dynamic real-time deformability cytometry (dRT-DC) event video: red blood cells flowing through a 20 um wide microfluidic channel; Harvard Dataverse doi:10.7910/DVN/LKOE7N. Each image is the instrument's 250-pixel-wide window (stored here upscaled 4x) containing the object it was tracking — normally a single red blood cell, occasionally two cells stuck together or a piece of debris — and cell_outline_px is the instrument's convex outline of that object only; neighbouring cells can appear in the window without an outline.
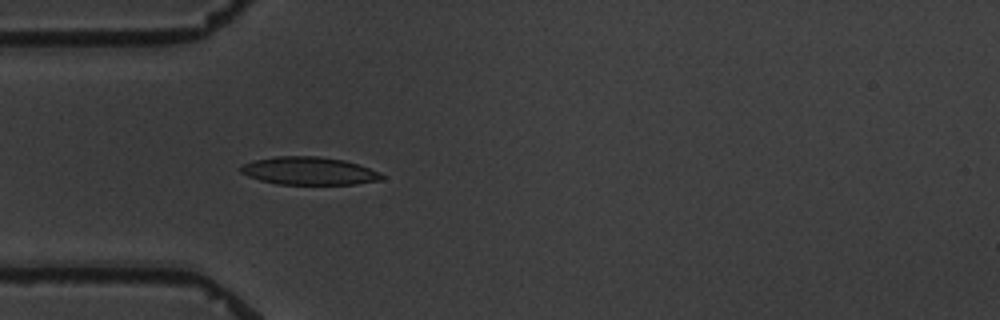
{"species": "common noctule bat (a hibernating species)", "species_latin": "Nyctalus noctula", "temperature_condition": "warm", "stored_images_in_passage": 4, "camera_frame_rate_fps": 3000, "um_per_image_px": 0.085, "animal": {"sex": "male", "body_mass_g": 19.5, "forearm_length_mm": 54.6}, "frame": {"image": 1, "passage_image": 4, "time_ms": 4.333, "image_size_px": [1000, 320], "cell_outline_px": [[384, 180], [356, 184], [276, 184], [260, 180], [248, 176], [240, 172], [240, 168], [244, 164], [252, 160], [276, 156], [316, 156], [344, 160], [380, 172], [384, 176]], "centroid_in_image_um": [26.26, 14.53], "position_along_channel_um": 58.7, "area_um2": 22.89}}